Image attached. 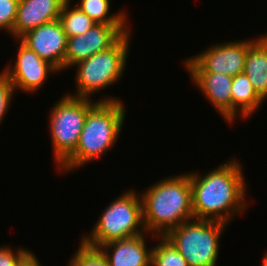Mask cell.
I'll use <instances>...</instances> for the list:
<instances>
[{"label": "cell", "mask_w": 267, "mask_h": 266, "mask_svg": "<svg viewBox=\"0 0 267 266\" xmlns=\"http://www.w3.org/2000/svg\"><path fill=\"white\" fill-rule=\"evenodd\" d=\"M239 163L231 158L203 176L189 173L194 218L229 225L235 215L246 210L247 185Z\"/></svg>", "instance_id": "obj_1"}, {"label": "cell", "mask_w": 267, "mask_h": 266, "mask_svg": "<svg viewBox=\"0 0 267 266\" xmlns=\"http://www.w3.org/2000/svg\"><path fill=\"white\" fill-rule=\"evenodd\" d=\"M141 200L145 230L154 238L194 218L189 172L152 184L142 192Z\"/></svg>", "instance_id": "obj_2"}, {"label": "cell", "mask_w": 267, "mask_h": 266, "mask_svg": "<svg viewBox=\"0 0 267 266\" xmlns=\"http://www.w3.org/2000/svg\"><path fill=\"white\" fill-rule=\"evenodd\" d=\"M124 103L115 97L98 99L88 111L75 152L58 168L67 173L101 158L114 146L125 121Z\"/></svg>", "instance_id": "obj_3"}, {"label": "cell", "mask_w": 267, "mask_h": 266, "mask_svg": "<svg viewBox=\"0 0 267 266\" xmlns=\"http://www.w3.org/2000/svg\"><path fill=\"white\" fill-rule=\"evenodd\" d=\"M105 208L88 236L82 237L86 245L99 248L111 241L146 233L141 196L135 190L119 195Z\"/></svg>", "instance_id": "obj_4"}, {"label": "cell", "mask_w": 267, "mask_h": 266, "mask_svg": "<svg viewBox=\"0 0 267 266\" xmlns=\"http://www.w3.org/2000/svg\"><path fill=\"white\" fill-rule=\"evenodd\" d=\"M130 30L125 32L111 47L98 52L72 66L77 68L76 93L68 95L91 99L93 93L114 85L121 79L129 56Z\"/></svg>", "instance_id": "obj_5"}, {"label": "cell", "mask_w": 267, "mask_h": 266, "mask_svg": "<svg viewBox=\"0 0 267 266\" xmlns=\"http://www.w3.org/2000/svg\"><path fill=\"white\" fill-rule=\"evenodd\" d=\"M227 226L219 221L193 218L164 237L183 255L188 266H216L220 236Z\"/></svg>", "instance_id": "obj_6"}, {"label": "cell", "mask_w": 267, "mask_h": 266, "mask_svg": "<svg viewBox=\"0 0 267 266\" xmlns=\"http://www.w3.org/2000/svg\"><path fill=\"white\" fill-rule=\"evenodd\" d=\"M97 102L66 94L51 108L49 130L57 169L75 152L87 113Z\"/></svg>", "instance_id": "obj_7"}, {"label": "cell", "mask_w": 267, "mask_h": 266, "mask_svg": "<svg viewBox=\"0 0 267 266\" xmlns=\"http://www.w3.org/2000/svg\"><path fill=\"white\" fill-rule=\"evenodd\" d=\"M253 40L229 41L214 44L205 51L185 60L188 73H223L236 76L244 72L249 45Z\"/></svg>", "instance_id": "obj_8"}, {"label": "cell", "mask_w": 267, "mask_h": 266, "mask_svg": "<svg viewBox=\"0 0 267 266\" xmlns=\"http://www.w3.org/2000/svg\"><path fill=\"white\" fill-rule=\"evenodd\" d=\"M129 29L127 24H95L86 33L67 38L64 70L108 49Z\"/></svg>", "instance_id": "obj_9"}, {"label": "cell", "mask_w": 267, "mask_h": 266, "mask_svg": "<svg viewBox=\"0 0 267 266\" xmlns=\"http://www.w3.org/2000/svg\"><path fill=\"white\" fill-rule=\"evenodd\" d=\"M19 49L15 57L14 65H6L3 72L12 82L15 92L34 93L46 83L50 73L53 75L60 72L50 62L40 58L33 50L28 48L19 39ZM12 67V68H11Z\"/></svg>", "instance_id": "obj_10"}, {"label": "cell", "mask_w": 267, "mask_h": 266, "mask_svg": "<svg viewBox=\"0 0 267 266\" xmlns=\"http://www.w3.org/2000/svg\"><path fill=\"white\" fill-rule=\"evenodd\" d=\"M19 40L59 71L64 70L67 36L59 19L28 31Z\"/></svg>", "instance_id": "obj_11"}, {"label": "cell", "mask_w": 267, "mask_h": 266, "mask_svg": "<svg viewBox=\"0 0 267 266\" xmlns=\"http://www.w3.org/2000/svg\"><path fill=\"white\" fill-rule=\"evenodd\" d=\"M67 0H19L13 26V37L18 40L28 31L59 19Z\"/></svg>", "instance_id": "obj_12"}, {"label": "cell", "mask_w": 267, "mask_h": 266, "mask_svg": "<svg viewBox=\"0 0 267 266\" xmlns=\"http://www.w3.org/2000/svg\"><path fill=\"white\" fill-rule=\"evenodd\" d=\"M148 232L111 241L99 247L110 266H151V247H147ZM145 236V237H144Z\"/></svg>", "instance_id": "obj_13"}, {"label": "cell", "mask_w": 267, "mask_h": 266, "mask_svg": "<svg viewBox=\"0 0 267 266\" xmlns=\"http://www.w3.org/2000/svg\"><path fill=\"white\" fill-rule=\"evenodd\" d=\"M193 83L227 123L232 124L233 77L221 73H189Z\"/></svg>", "instance_id": "obj_14"}, {"label": "cell", "mask_w": 267, "mask_h": 266, "mask_svg": "<svg viewBox=\"0 0 267 266\" xmlns=\"http://www.w3.org/2000/svg\"><path fill=\"white\" fill-rule=\"evenodd\" d=\"M244 73L255 88L257 94L267 99V44L259 36L249 45Z\"/></svg>", "instance_id": "obj_15"}, {"label": "cell", "mask_w": 267, "mask_h": 266, "mask_svg": "<svg viewBox=\"0 0 267 266\" xmlns=\"http://www.w3.org/2000/svg\"><path fill=\"white\" fill-rule=\"evenodd\" d=\"M231 95L232 122L236 121L237 115H240L243 119H248L264 102L244 72L233 76Z\"/></svg>", "instance_id": "obj_16"}, {"label": "cell", "mask_w": 267, "mask_h": 266, "mask_svg": "<svg viewBox=\"0 0 267 266\" xmlns=\"http://www.w3.org/2000/svg\"><path fill=\"white\" fill-rule=\"evenodd\" d=\"M71 0H67L61 10L59 21L67 38L86 33L95 23L77 5L70 6Z\"/></svg>", "instance_id": "obj_17"}, {"label": "cell", "mask_w": 267, "mask_h": 266, "mask_svg": "<svg viewBox=\"0 0 267 266\" xmlns=\"http://www.w3.org/2000/svg\"><path fill=\"white\" fill-rule=\"evenodd\" d=\"M110 0H78L77 6L97 24H128L127 14L120 10L109 15Z\"/></svg>", "instance_id": "obj_18"}, {"label": "cell", "mask_w": 267, "mask_h": 266, "mask_svg": "<svg viewBox=\"0 0 267 266\" xmlns=\"http://www.w3.org/2000/svg\"><path fill=\"white\" fill-rule=\"evenodd\" d=\"M151 250V266H188L183 255L164 236H156Z\"/></svg>", "instance_id": "obj_19"}, {"label": "cell", "mask_w": 267, "mask_h": 266, "mask_svg": "<svg viewBox=\"0 0 267 266\" xmlns=\"http://www.w3.org/2000/svg\"><path fill=\"white\" fill-rule=\"evenodd\" d=\"M69 266H110L99 248H94L80 241L77 252L69 260Z\"/></svg>", "instance_id": "obj_20"}, {"label": "cell", "mask_w": 267, "mask_h": 266, "mask_svg": "<svg viewBox=\"0 0 267 266\" xmlns=\"http://www.w3.org/2000/svg\"><path fill=\"white\" fill-rule=\"evenodd\" d=\"M18 3L19 0H0V30L8 31L12 37Z\"/></svg>", "instance_id": "obj_21"}, {"label": "cell", "mask_w": 267, "mask_h": 266, "mask_svg": "<svg viewBox=\"0 0 267 266\" xmlns=\"http://www.w3.org/2000/svg\"><path fill=\"white\" fill-rule=\"evenodd\" d=\"M14 92L15 89L10 79L4 72L0 73V124L9 110Z\"/></svg>", "instance_id": "obj_22"}, {"label": "cell", "mask_w": 267, "mask_h": 266, "mask_svg": "<svg viewBox=\"0 0 267 266\" xmlns=\"http://www.w3.org/2000/svg\"><path fill=\"white\" fill-rule=\"evenodd\" d=\"M0 246V266H16L19 257L27 250L26 248H15Z\"/></svg>", "instance_id": "obj_23"}, {"label": "cell", "mask_w": 267, "mask_h": 266, "mask_svg": "<svg viewBox=\"0 0 267 266\" xmlns=\"http://www.w3.org/2000/svg\"><path fill=\"white\" fill-rule=\"evenodd\" d=\"M30 250H26L18 259L16 266H41L39 259Z\"/></svg>", "instance_id": "obj_24"}, {"label": "cell", "mask_w": 267, "mask_h": 266, "mask_svg": "<svg viewBox=\"0 0 267 266\" xmlns=\"http://www.w3.org/2000/svg\"><path fill=\"white\" fill-rule=\"evenodd\" d=\"M262 266H267V251H266V253L263 255Z\"/></svg>", "instance_id": "obj_25"}, {"label": "cell", "mask_w": 267, "mask_h": 266, "mask_svg": "<svg viewBox=\"0 0 267 266\" xmlns=\"http://www.w3.org/2000/svg\"><path fill=\"white\" fill-rule=\"evenodd\" d=\"M260 37L262 38V40L267 44V33L264 35H260Z\"/></svg>", "instance_id": "obj_26"}]
</instances>
